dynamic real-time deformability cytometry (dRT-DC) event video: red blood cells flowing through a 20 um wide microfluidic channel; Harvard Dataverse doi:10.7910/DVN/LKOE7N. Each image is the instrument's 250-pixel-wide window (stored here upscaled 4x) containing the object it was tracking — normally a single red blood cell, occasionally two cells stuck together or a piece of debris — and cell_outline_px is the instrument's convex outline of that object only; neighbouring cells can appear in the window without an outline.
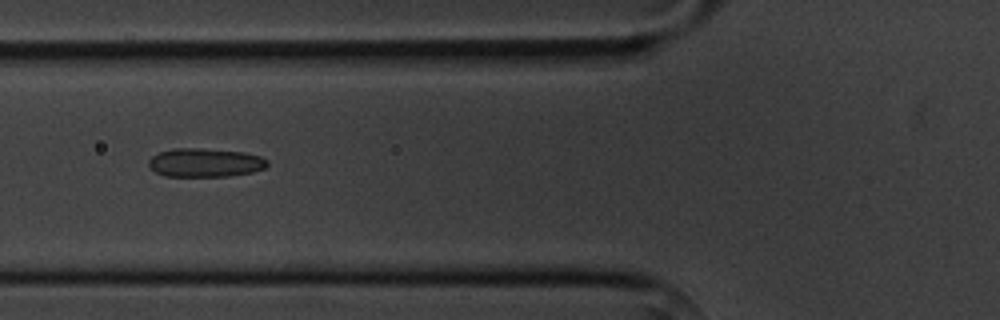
{"species": "common noctule bat (a hibernating species)", "species_latin": "Nyctalus noctula", "temperature_condition": "cold", "stored_images_in_passage": 3, "camera_frame_rate_fps": 3000, "um_per_image_px": 0.085, "animal": {"sex": "male", "body_mass_g": 20.1, "forearm_length_mm": 53.5}, "frame": {"image": 1, "passage_image": 3, "time_ms": 2.667, "image_size_px": [1000, 320], "cell_outline_px": [[268, 164], [264, 168], [252, 172], [228, 176], [164, 176], [156, 172], [148, 164], [148, 160], [152, 156], [160, 152], [172, 148], [200, 148], [244, 152], [260, 156], [268, 160]], "centroid_in_image_um": [17.43, 13.82], "position_along_channel_um": 108.4, "area_um2": 19.83}}